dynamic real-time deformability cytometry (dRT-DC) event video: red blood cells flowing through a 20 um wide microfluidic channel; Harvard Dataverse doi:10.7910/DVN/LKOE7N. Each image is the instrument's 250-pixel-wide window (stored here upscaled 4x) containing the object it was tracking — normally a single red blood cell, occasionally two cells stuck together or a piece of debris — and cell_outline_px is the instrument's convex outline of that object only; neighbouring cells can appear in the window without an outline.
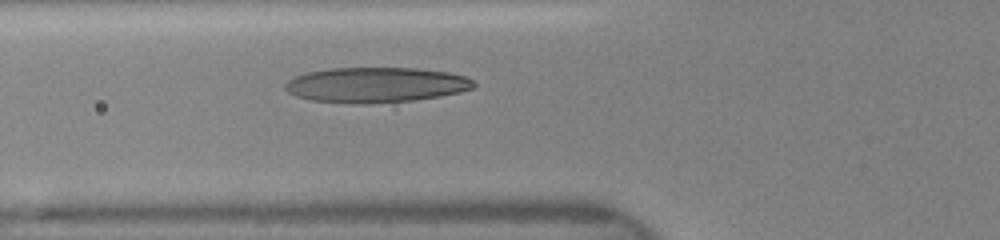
{"species": "human", "species_latin": "Homo sapiens", "temperature_condition": "room temperature", "stored_images_in_passage": 4, "camera_frame_rate_fps": 3000, "um_per_image_px": 0.085, "donor": {"sex": "female"}, "frame": {"image": 1, "passage_image": 4, "time_ms": 2.667, "image_size_px": [1000, 240], "cell_outline_px": [[476, 84], [472, 88], [460, 92], [440, 96], [412, 100], [312, 100], [296, 96], [288, 92], [284, 88], [284, 84], [288, 80], [296, 76], [308, 72], [328, 68], [416, 68], [448, 72], [464, 76], [472, 80]], "centroid_in_image_um": [31.98, 7.15], "position_along_channel_um": 93.8, "area_um2": 37.05}}